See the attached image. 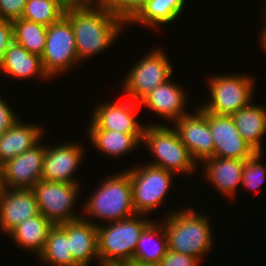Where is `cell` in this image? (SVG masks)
<instances>
[{"label": "cell", "instance_id": "cell-4", "mask_svg": "<svg viewBox=\"0 0 266 266\" xmlns=\"http://www.w3.org/2000/svg\"><path fill=\"white\" fill-rule=\"evenodd\" d=\"M145 216L136 214L108 225L97 224L99 266L124 265L133 260L142 231L154 220Z\"/></svg>", "mask_w": 266, "mask_h": 266}, {"label": "cell", "instance_id": "cell-6", "mask_svg": "<svg viewBox=\"0 0 266 266\" xmlns=\"http://www.w3.org/2000/svg\"><path fill=\"white\" fill-rule=\"evenodd\" d=\"M211 75L208 80V102L204 101L198 105L203 111L217 115H232L252 102L256 84L251 75Z\"/></svg>", "mask_w": 266, "mask_h": 266}, {"label": "cell", "instance_id": "cell-35", "mask_svg": "<svg viewBox=\"0 0 266 266\" xmlns=\"http://www.w3.org/2000/svg\"><path fill=\"white\" fill-rule=\"evenodd\" d=\"M13 41L14 38L12 21L0 19V63L5 51Z\"/></svg>", "mask_w": 266, "mask_h": 266}, {"label": "cell", "instance_id": "cell-33", "mask_svg": "<svg viewBox=\"0 0 266 266\" xmlns=\"http://www.w3.org/2000/svg\"><path fill=\"white\" fill-rule=\"evenodd\" d=\"M200 261L192 256L177 253L167 249L165 256L159 262L160 266H198Z\"/></svg>", "mask_w": 266, "mask_h": 266}, {"label": "cell", "instance_id": "cell-14", "mask_svg": "<svg viewBox=\"0 0 266 266\" xmlns=\"http://www.w3.org/2000/svg\"><path fill=\"white\" fill-rule=\"evenodd\" d=\"M39 142L0 167L1 187L32 189L41 180L46 144Z\"/></svg>", "mask_w": 266, "mask_h": 266}, {"label": "cell", "instance_id": "cell-12", "mask_svg": "<svg viewBox=\"0 0 266 266\" xmlns=\"http://www.w3.org/2000/svg\"><path fill=\"white\" fill-rule=\"evenodd\" d=\"M46 145L41 180L80 184L74 177L84 159L85 150L78 142Z\"/></svg>", "mask_w": 266, "mask_h": 266}, {"label": "cell", "instance_id": "cell-29", "mask_svg": "<svg viewBox=\"0 0 266 266\" xmlns=\"http://www.w3.org/2000/svg\"><path fill=\"white\" fill-rule=\"evenodd\" d=\"M73 0H27L22 19L50 26L65 14Z\"/></svg>", "mask_w": 266, "mask_h": 266}, {"label": "cell", "instance_id": "cell-19", "mask_svg": "<svg viewBox=\"0 0 266 266\" xmlns=\"http://www.w3.org/2000/svg\"><path fill=\"white\" fill-rule=\"evenodd\" d=\"M201 165L207 182H210L222 197L224 195L231 200L237 195L236 190L242 184L244 160L210 157Z\"/></svg>", "mask_w": 266, "mask_h": 266}, {"label": "cell", "instance_id": "cell-26", "mask_svg": "<svg viewBox=\"0 0 266 266\" xmlns=\"http://www.w3.org/2000/svg\"><path fill=\"white\" fill-rule=\"evenodd\" d=\"M153 220L141 233L135 249L134 261L159 264L167 251V237L163 224Z\"/></svg>", "mask_w": 266, "mask_h": 266}, {"label": "cell", "instance_id": "cell-18", "mask_svg": "<svg viewBox=\"0 0 266 266\" xmlns=\"http://www.w3.org/2000/svg\"><path fill=\"white\" fill-rule=\"evenodd\" d=\"M94 221L92 218H80L58 225L67 234L73 260L79 266H89L93 259H99L97 243L98 222Z\"/></svg>", "mask_w": 266, "mask_h": 266}, {"label": "cell", "instance_id": "cell-9", "mask_svg": "<svg viewBox=\"0 0 266 266\" xmlns=\"http://www.w3.org/2000/svg\"><path fill=\"white\" fill-rule=\"evenodd\" d=\"M41 62L50 79L79 66L74 31L65 16L48 26Z\"/></svg>", "mask_w": 266, "mask_h": 266}, {"label": "cell", "instance_id": "cell-16", "mask_svg": "<svg viewBox=\"0 0 266 266\" xmlns=\"http://www.w3.org/2000/svg\"><path fill=\"white\" fill-rule=\"evenodd\" d=\"M39 213L32 189L1 188L0 230L5 235H8L20 223Z\"/></svg>", "mask_w": 266, "mask_h": 266}, {"label": "cell", "instance_id": "cell-3", "mask_svg": "<svg viewBox=\"0 0 266 266\" xmlns=\"http://www.w3.org/2000/svg\"><path fill=\"white\" fill-rule=\"evenodd\" d=\"M98 184L82 208L83 219L92 217L108 224L136 215L130 175L126 170L109 175Z\"/></svg>", "mask_w": 266, "mask_h": 266}, {"label": "cell", "instance_id": "cell-37", "mask_svg": "<svg viewBox=\"0 0 266 266\" xmlns=\"http://www.w3.org/2000/svg\"><path fill=\"white\" fill-rule=\"evenodd\" d=\"M124 266H160L159 264H152V263H142L139 261H130L126 264H124Z\"/></svg>", "mask_w": 266, "mask_h": 266}, {"label": "cell", "instance_id": "cell-36", "mask_svg": "<svg viewBox=\"0 0 266 266\" xmlns=\"http://www.w3.org/2000/svg\"><path fill=\"white\" fill-rule=\"evenodd\" d=\"M263 23L264 27L262 26L263 29L260 32L261 34L259 33V37L261 38H259V42L262 44L261 47L266 51V21L264 20Z\"/></svg>", "mask_w": 266, "mask_h": 266}, {"label": "cell", "instance_id": "cell-15", "mask_svg": "<svg viewBox=\"0 0 266 266\" xmlns=\"http://www.w3.org/2000/svg\"><path fill=\"white\" fill-rule=\"evenodd\" d=\"M207 120L214 140V157L246 160L257 152L241 137L231 115L207 112Z\"/></svg>", "mask_w": 266, "mask_h": 266}, {"label": "cell", "instance_id": "cell-41", "mask_svg": "<svg viewBox=\"0 0 266 266\" xmlns=\"http://www.w3.org/2000/svg\"><path fill=\"white\" fill-rule=\"evenodd\" d=\"M1 171H0V190H1Z\"/></svg>", "mask_w": 266, "mask_h": 266}, {"label": "cell", "instance_id": "cell-5", "mask_svg": "<svg viewBox=\"0 0 266 266\" xmlns=\"http://www.w3.org/2000/svg\"><path fill=\"white\" fill-rule=\"evenodd\" d=\"M158 123L145 124L143 131L141 143H144L153 153L152 157H155V160L148 164L161 167L173 174L191 176L198 169L197 163L181 142L174 127L164 124V121Z\"/></svg>", "mask_w": 266, "mask_h": 266}, {"label": "cell", "instance_id": "cell-17", "mask_svg": "<svg viewBox=\"0 0 266 266\" xmlns=\"http://www.w3.org/2000/svg\"><path fill=\"white\" fill-rule=\"evenodd\" d=\"M185 87L180 86L177 82L169 79L167 82L157 86L154 90L146 94L140 101L139 105L146 106L150 111L156 113L159 118L165 119L171 123L177 121L182 116L191 112L185 109L188 103ZM187 93V94H186ZM187 111V112H186ZM173 121V122H172Z\"/></svg>", "mask_w": 266, "mask_h": 266}, {"label": "cell", "instance_id": "cell-2", "mask_svg": "<svg viewBox=\"0 0 266 266\" xmlns=\"http://www.w3.org/2000/svg\"><path fill=\"white\" fill-rule=\"evenodd\" d=\"M195 210L189 207L171 210L160 223L165 229L169 250L192 256L201 262L214 248V233L211 217Z\"/></svg>", "mask_w": 266, "mask_h": 266}, {"label": "cell", "instance_id": "cell-39", "mask_svg": "<svg viewBox=\"0 0 266 266\" xmlns=\"http://www.w3.org/2000/svg\"><path fill=\"white\" fill-rule=\"evenodd\" d=\"M101 266H124V265H101Z\"/></svg>", "mask_w": 266, "mask_h": 266}, {"label": "cell", "instance_id": "cell-23", "mask_svg": "<svg viewBox=\"0 0 266 266\" xmlns=\"http://www.w3.org/2000/svg\"><path fill=\"white\" fill-rule=\"evenodd\" d=\"M88 141L108 157H124L142 144L143 133H122L109 130H87Z\"/></svg>", "mask_w": 266, "mask_h": 266}, {"label": "cell", "instance_id": "cell-40", "mask_svg": "<svg viewBox=\"0 0 266 266\" xmlns=\"http://www.w3.org/2000/svg\"><path fill=\"white\" fill-rule=\"evenodd\" d=\"M73 1H95V0H73Z\"/></svg>", "mask_w": 266, "mask_h": 266}, {"label": "cell", "instance_id": "cell-20", "mask_svg": "<svg viewBox=\"0 0 266 266\" xmlns=\"http://www.w3.org/2000/svg\"><path fill=\"white\" fill-rule=\"evenodd\" d=\"M21 119L19 117L10 128L0 135V167L44 139L41 125L23 123Z\"/></svg>", "mask_w": 266, "mask_h": 266}, {"label": "cell", "instance_id": "cell-8", "mask_svg": "<svg viewBox=\"0 0 266 266\" xmlns=\"http://www.w3.org/2000/svg\"><path fill=\"white\" fill-rule=\"evenodd\" d=\"M162 48L158 46L142 56L129 69L122 82L123 91L128 100L139 102L157 86L167 82L173 76V66Z\"/></svg>", "mask_w": 266, "mask_h": 266}, {"label": "cell", "instance_id": "cell-1", "mask_svg": "<svg viewBox=\"0 0 266 266\" xmlns=\"http://www.w3.org/2000/svg\"><path fill=\"white\" fill-rule=\"evenodd\" d=\"M64 16L74 31L79 62L106 51L127 26L95 1H72Z\"/></svg>", "mask_w": 266, "mask_h": 266}, {"label": "cell", "instance_id": "cell-32", "mask_svg": "<svg viewBox=\"0 0 266 266\" xmlns=\"http://www.w3.org/2000/svg\"><path fill=\"white\" fill-rule=\"evenodd\" d=\"M27 0H0V19L13 21L21 18Z\"/></svg>", "mask_w": 266, "mask_h": 266}, {"label": "cell", "instance_id": "cell-25", "mask_svg": "<svg viewBox=\"0 0 266 266\" xmlns=\"http://www.w3.org/2000/svg\"><path fill=\"white\" fill-rule=\"evenodd\" d=\"M54 225L41 213L17 225L9 234V238L18 248L34 252L39 256L43 251L48 233Z\"/></svg>", "mask_w": 266, "mask_h": 266}, {"label": "cell", "instance_id": "cell-30", "mask_svg": "<svg viewBox=\"0 0 266 266\" xmlns=\"http://www.w3.org/2000/svg\"><path fill=\"white\" fill-rule=\"evenodd\" d=\"M262 152H256L251 158L244 160L241 188L255 190L262 186L266 179V165L262 161Z\"/></svg>", "mask_w": 266, "mask_h": 266}, {"label": "cell", "instance_id": "cell-10", "mask_svg": "<svg viewBox=\"0 0 266 266\" xmlns=\"http://www.w3.org/2000/svg\"><path fill=\"white\" fill-rule=\"evenodd\" d=\"M79 186V184L74 183L38 181L32 190L36 197L39 212L53 225L82 218L74 211V206L78 202L77 197L80 196L81 188Z\"/></svg>", "mask_w": 266, "mask_h": 266}, {"label": "cell", "instance_id": "cell-27", "mask_svg": "<svg viewBox=\"0 0 266 266\" xmlns=\"http://www.w3.org/2000/svg\"><path fill=\"white\" fill-rule=\"evenodd\" d=\"M38 259L48 266H79L73 260L67 234L58 225L50 229Z\"/></svg>", "mask_w": 266, "mask_h": 266}, {"label": "cell", "instance_id": "cell-21", "mask_svg": "<svg viewBox=\"0 0 266 266\" xmlns=\"http://www.w3.org/2000/svg\"><path fill=\"white\" fill-rule=\"evenodd\" d=\"M0 72L17 81L31 79L32 77L50 80L43 69L41 57L29 53L15 41L10 44L3 55Z\"/></svg>", "mask_w": 266, "mask_h": 266}, {"label": "cell", "instance_id": "cell-38", "mask_svg": "<svg viewBox=\"0 0 266 266\" xmlns=\"http://www.w3.org/2000/svg\"><path fill=\"white\" fill-rule=\"evenodd\" d=\"M264 4H265L264 7H263L264 9H262L263 11L261 13H264L263 14V17H264L263 20L266 21V2Z\"/></svg>", "mask_w": 266, "mask_h": 266}, {"label": "cell", "instance_id": "cell-22", "mask_svg": "<svg viewBox=\"0 0 266 266\" xmlns=\"http://www.w3.org/2000/svg\"><path fill=\"white\" fill-rule=\"evenodd\" d=\"M185 3L186 0H146L127 25L136 23L139 24L138 26L143 25L145 28L158 31L160 26L177 22L176 20L183 13L184 6L187 5Z\"/></svg>", "mask_w": 266, "mask_h": 266}, {"label": "cell", "instance_id": "cell-28", "mask_svg": "<svg viewBox=\"0 0 266 266\" xmlns=\"http://www.w3.org/2000/svg\"><path fill=\"white\" fill-rule=\"evenodd\" d=\"M14 41L29 53L41 57L47 35V28L40 23L18 18L12 21Z\"/></svg>", "mask_w": 266, "mask_h": 266}, {"label": "cell", "instance_id": "cell-11", "mask_svg": "<svg viewBox=\"0 0 266 266\" xmlns=\"http://www.w3.org/2000/svg\"><path fill=\"white\" fill-rule=\"evenodd\" d=\"M174 129L187 147L192 159L200 167L204 160L214 157V140L207 120V112L200 107L174 122Z\"/></svg>", "mask_w": 266, "mask_h": 266}, {"label": "cell", "instance_id": "cell-7", "mask_svg": "<svg viewBox=\"0 0 266 266\" xmlns=\"http://www.w3.org/2000/svg\"><path fill=\"white\" fill-rule=\"evenodd\" d=\"M139 165L126 169L132 185L133 207L136 214L149 215L169 195L175 174L148 163Z\"/></svg>", "mask_w": 266, "mask_h": 266}, {"label": "cell", "instance_id": "cell-13", "mask_svg": "<svg viewBox=\"0 0 266 266\" xmlns=\"http://www.w3.org/2000/svg\"><path fill=\"white\" fill-rule=\"evenodd\" d=\"M121 100L118 102H104L93 107L92 118L87 130H109L122 133H143L145 125L137 118L139 102ZM133 102V103H132Z\"/></svg>", "mask_w": 266, "mask_h": 266}, {"label": "cell", "instance_id": "cell-31", "mask_svg": "<svg viewBox=\"0 0 266 266\" xmlns=\"http://www.w3.org/2000/svg\"><path fill=\"white\" fill-rule=\"evenodd\" d=\"M146 0H95L110 13L122 19L126 24L143 7Z\"/></svg>", "mask_w": 266, "mask_h": 266}, {"label": "cell", "instance_id": "cell-24", "mask_svg": "<svg viewBox=\"0 0 266 266\" xmlns=\"http://www.w3.org/2000/svg\"><path fill=\"white\" fill-rule=\"evenodd\" d=\"M241 137L257 152H263V137L266 133V107L251 102L231 115Z\"/></svg>", "mask_w": 266, "mask_h": 266}, {"label": "cell", "instance_id": "cell-34", "mask_svg": "<svg viewBox=\"0 0 266 266\" xmlns=\"http://www.w3.org/2000/svg\"><path fill=\"white\" fill-rule=\"evenodd\" d=\"M4 99L2 96L0 97V135L10 128L20 117Z\"/></svg>", "mask_w": 266, "mask_h": 266}]
</instances>
